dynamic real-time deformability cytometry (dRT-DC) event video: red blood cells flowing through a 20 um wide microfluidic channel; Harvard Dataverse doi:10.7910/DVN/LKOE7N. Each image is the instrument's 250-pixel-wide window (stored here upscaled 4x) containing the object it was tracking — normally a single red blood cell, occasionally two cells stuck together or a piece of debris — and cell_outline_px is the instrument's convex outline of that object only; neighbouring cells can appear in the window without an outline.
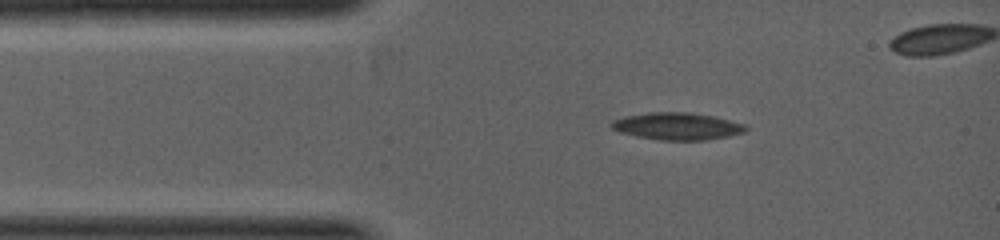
{"species": "common noctule bat (a hibernating species)", "species_latin": "Nyctalus noctula", "temperature_condition": "warm", "stored_images_in_passage": 3, "camera_frame_rate_fps": 5000, "um_per_image_px": 0.085, "animal": {"sex": "female", "body_mass_g": 19.0, "forearm_length_mm": 53.3}, "frame": {"image": 1, "passage_image": 1, "time_ms": 0.0, "image_size_px": [1000, 240], "cell_outline_px": [[748, 132], [728, 136], [704, 140], [660, 140], [636, 136], [620, 132], [612, 128], [612, 120], [624, 116], [648, 112], [688, 112], [716, 116], [744, 124], [748, 128]], "centroid_in_image_um": [57.59, 10.72], "position_along_channel_um": 27.4, "area_um2": 21.39}}